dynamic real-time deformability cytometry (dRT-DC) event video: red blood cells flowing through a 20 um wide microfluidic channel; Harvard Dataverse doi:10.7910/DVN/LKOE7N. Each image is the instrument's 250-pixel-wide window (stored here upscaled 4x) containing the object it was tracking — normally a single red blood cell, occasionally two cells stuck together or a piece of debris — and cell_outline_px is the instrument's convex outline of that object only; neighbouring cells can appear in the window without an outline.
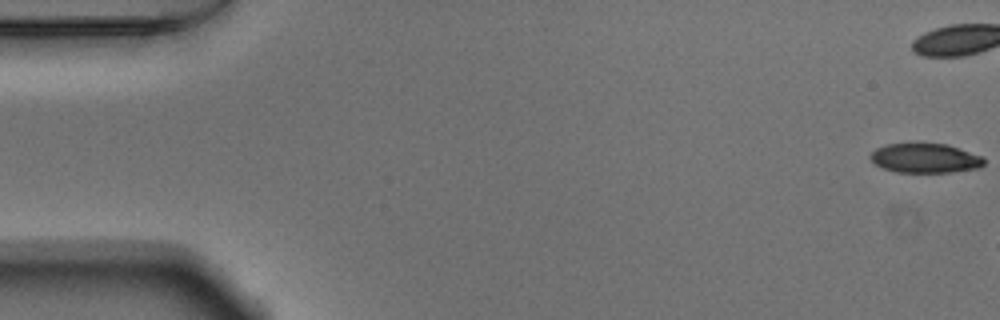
{"species": "Egyptian fruit bat (a non-hibernating species)", "species_latin": "Rousettus aegyptiacus", "temperature_condition": "warm", "stored_images_in_passage": 12, "camera_frame_rate_fps": 3000, "um_per_image_px": 0.085, "animal": {"sex": "male"}, "frame": {"image": 1, "passage_image": 1, "time_ms": 0.0, "image_size_px": [1000, 320], "cell_outline_px": [[984, 164], [980, 168], [952, 172], [896, 172], [884, 168], [876, 164], [868, 156], [876, 148], [888, 144], [948, 144], [984, 156]], "centroid_in_image_um": [78.68, 13.45], "position_along_channel_um": 6.3, "area_um2": 19.48}}